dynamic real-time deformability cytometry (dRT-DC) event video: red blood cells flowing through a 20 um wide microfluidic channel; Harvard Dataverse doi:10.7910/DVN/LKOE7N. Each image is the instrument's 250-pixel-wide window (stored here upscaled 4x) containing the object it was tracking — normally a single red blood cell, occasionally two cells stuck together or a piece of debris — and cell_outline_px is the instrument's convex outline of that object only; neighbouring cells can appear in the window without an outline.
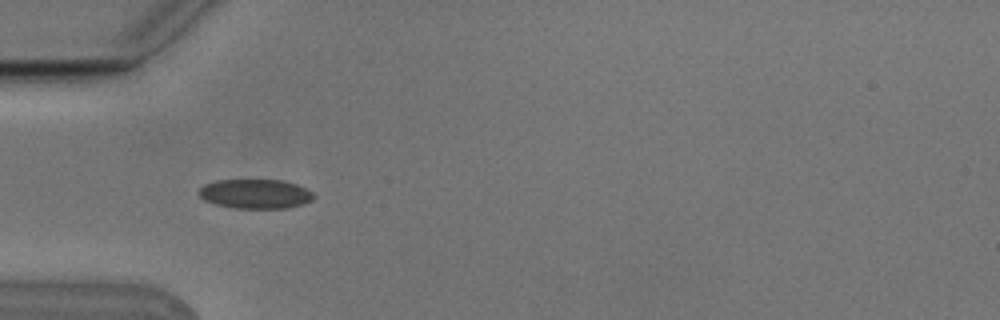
{"species": "Egyptian fruit bat (a non-hibernating species)", "species_latin": "Rousettus aegyptiacus", "temperature_condition": "cold", "stored_images_in_passage": 5, "camera_frame_rate_fps": 3000, "um_per_image_px": 0.085, "animal": {"sex": "male"}, "frame": {"image": 1, "passage_image": 4, "time_ms": 1.0, "image_size_px": [1000, 320], "cell_outline_px": [[316, 196], [312, 200], [304, 204], [288, 208], [236, 208], [216, 204], [204, 200], [196, 192], [204, 184], [216, 180], [284, 180], [296, 184], [312, 192]], "centroid_in_image_um": [21.71, 16.48], "position_along_channel_um": 63.3, "area_um2": 19.77}}